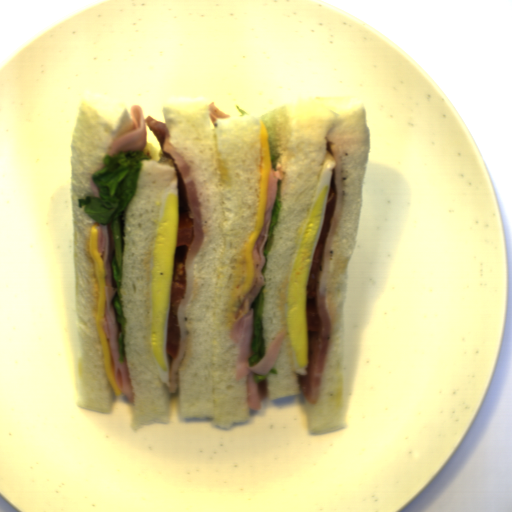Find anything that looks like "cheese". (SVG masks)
I'll use <instances>...</instances> for the list:
<instances>
[{
  "instance_id": "cheese-1",
  "label": "cheese",
  "mask_w": 512,
  "mask_h": 512,
  "mask_svg": "<svg viewBox=\"0 0 512 512\" xmlns=\"http://www.w3.org/2000/svg\"><path fill=\"white\" fill-rule=\"evenodd\" d=\"M259 139L260 163L258 181V211L254 228L251 234L248 235L246 242L240 250V254L233 273V286L225 313L228 334L231 331L236 311L241 306L245 295L253 288L255 278L252 262L253 249L262 233L265 222L271 150L269 146V135L265 125L261 120H259Z\"/></svg>"
},
{
  "instance_id": "cheese-2",
  "label": "cheese",
  "mask_w": 512,
  "mask_h": 512,
  "mask_svg": "<svg viewBox=\"0 0 512 512\" xmlns=\"http://www.w3.org/2000/svg\"><path fill=\"white\" fill-rule=\"evenodd\" d=\"M88 249L89 255L94 262L92 283L96 305V326L102 346L106 375L108 381L113 386L114 396H119L121 391L116 383L112 368L108 338L100 324L101 319L105 317V267L102 257L98 252V227L94 224L90 230Z\"/></svg>"
}]
</instances>
